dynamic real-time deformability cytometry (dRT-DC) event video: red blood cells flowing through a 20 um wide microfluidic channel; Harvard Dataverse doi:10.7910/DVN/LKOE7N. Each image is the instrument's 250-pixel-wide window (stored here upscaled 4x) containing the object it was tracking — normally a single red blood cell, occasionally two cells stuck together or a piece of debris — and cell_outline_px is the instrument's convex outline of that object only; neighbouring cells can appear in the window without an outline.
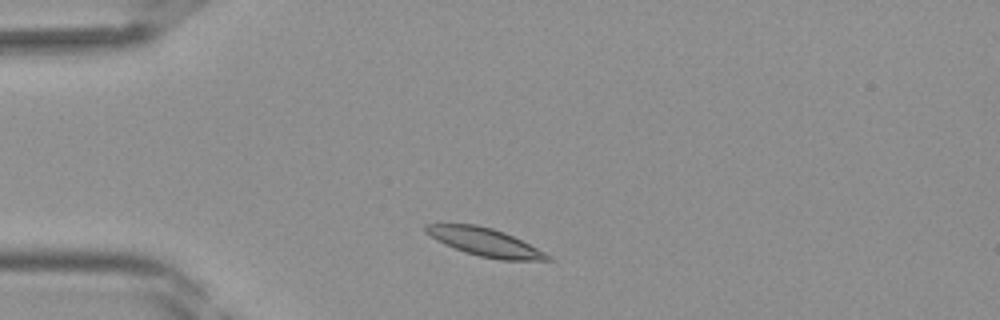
{"species": "Egyptian fruit bat (a non-hibernating species)", "species_latin": "Rousettus aegyptiacus", "temperature_condition": "room temperature", "stored_images_in_passage": 27, "camera_frame_rate_fps": 3000, "um_per_image_px": 0.085, "frame": {"image": 1, "passage_image": 3, "time_ms": 0.667, "image_size_px": [1000, 320], "cell_outline_px": [[552, 260], [500, 260], [480, 256], [464, 252], [444, 244], [436, 240], [424, 232], [424, 224], [476, 224], [492, 228], [504, 232], [552, 256]], "centroid_in_image_um": [41.17, 20.58], "position_along_channel_um": 43.8, "area_um2": 19.77}}
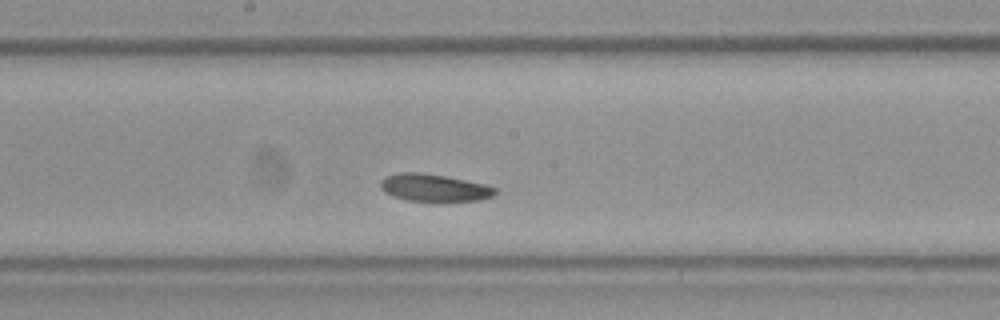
{"frame": {"image": 2, "passage_image": 15, "time_ms": 4.667, "image_size_px": [1000, 320], "cell_outline_px": [[496, 192], [492, 196], [480, 200], [408, 200], [392, 196], [384, 192], [380, 188], [380, 180], [388, 176], [400, 172], [420, 172], [444, 176], [484, 184], [496, 188]], "centroid_in_image_um": [36.85, 15.94], "position_along_channel_um": 211.3, "area_um2": 17.86}}
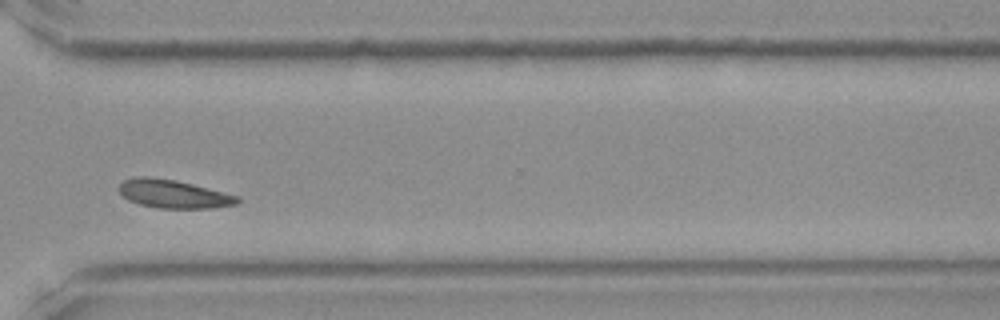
{"frame": {"image": 3, "passage_image": 24, "time_ms": 7.667, "image_size_px": [1000, 320], "cell_outline_px": [[240, 200], [236, 204], [212, 208], [156, 208], [140, 204], [128, 200], [120, 192], [120, 184], [124, 180], [136, 176], [148, 176], [176, 180], [240, 196]], "centroid_in_image_um": [14.75, 16.48], "position_along_channel_um": 355.8, "area_um2": 19.48}}